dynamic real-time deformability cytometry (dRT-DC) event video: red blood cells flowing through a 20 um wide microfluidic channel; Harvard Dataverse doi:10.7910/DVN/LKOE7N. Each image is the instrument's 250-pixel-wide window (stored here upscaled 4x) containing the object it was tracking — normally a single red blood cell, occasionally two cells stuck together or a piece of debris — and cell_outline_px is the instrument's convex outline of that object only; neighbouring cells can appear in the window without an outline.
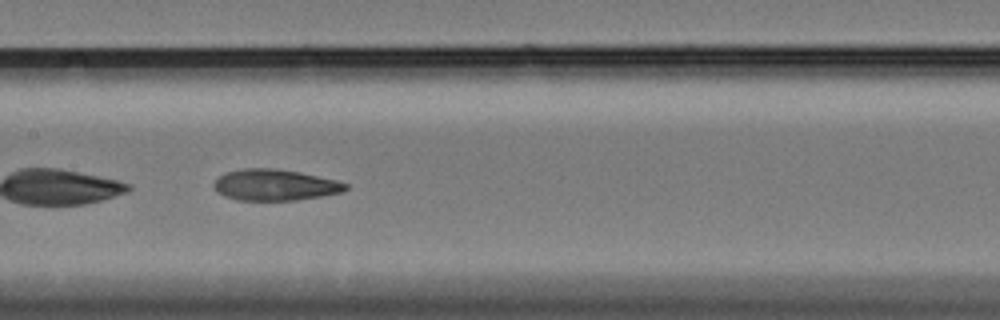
{"species": "Egyptian fruit bat (a non-hibernating species)", "species_latin": "Rousettus aegyptiacus", "temperature_condition": "cold", "stored_images_in_passage": 37, "camera_frame_rate_fps": 3000, "um_per_image_px": 0.085, "animal": {"sex": "female"}, "frame": {"image": 1, "passage_image": 11, "time_ms": 3.333, "image_size_px": [1000, 320], "cell_outline_px": [[348, 188], [344, 192], [296, 200], [236, 200], [224, 196], [216, 192], [212, 184], [220, 176], [228, 172], [244, 168], [272, 168], [296, 172], [336, 180], [348, 184]], "centroid_in_image_um": [23.35, 15.73], "position_along_channel_um": 184.1, "area_um2": 23.76}}
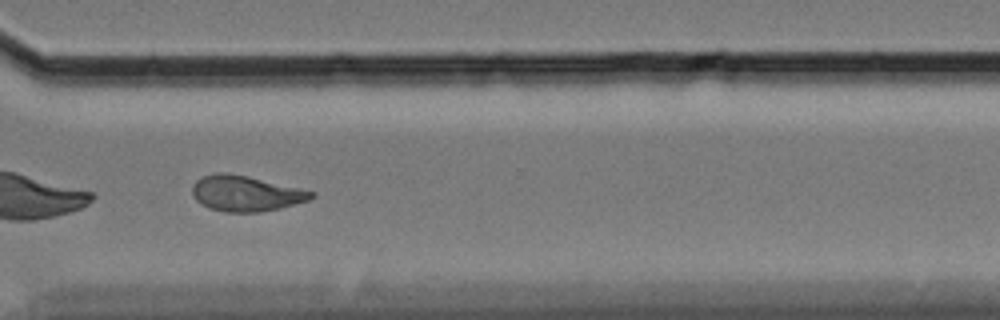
{"frame": {"image": 2, "passage_image": 26, "time_ms": 8.333, "image_size_px": [1000, 320], "cell_outline_px": [[316, 196], [308, 200], [280, 208], [260, 212], [224, 212], [208, 208], [200, 204], [196, 200], [192, 192], [192, 188], [196, 180], [204, 176], [216, 172], [224, 172], [248, 176], [316, 192]], "centroid_in_image_um": [20.88, 16.45], "position_along_channel_um": 349.7, "area_um2": 24.68}}